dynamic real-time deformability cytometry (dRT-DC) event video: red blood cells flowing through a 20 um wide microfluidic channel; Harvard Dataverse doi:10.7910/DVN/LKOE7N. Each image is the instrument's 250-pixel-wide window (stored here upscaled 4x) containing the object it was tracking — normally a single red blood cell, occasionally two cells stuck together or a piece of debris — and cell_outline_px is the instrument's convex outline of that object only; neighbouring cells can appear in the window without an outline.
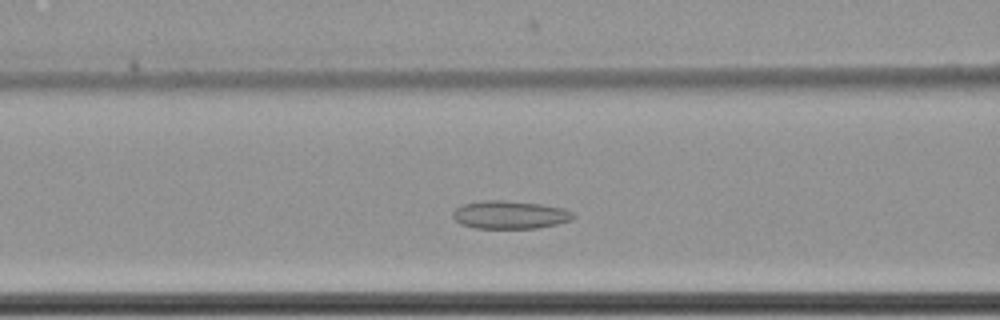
{"species": "common noctule bat (a hibernating species)", "species_latin": "Nyctalus noctula", "temperature_condition": "cold", "stored_images_in_passage": 49, "camera_frame_rate_fps": 3000, "um_per_image_px": 0.085, "animal": {"sex": "female", "body_mass_g": 22.7, "forearm_length_mm": 54.2}, "frame": {"image": 1, "passage_image": 14, "time_ms": 4.333, "image_size_px": [1000, 320], "cell_outline_px": [[576, 216], [572, 220], [556, 224], [536, 228], [476, 228], [460, 224], [452, 216], [452, 212], [456, 208], [464, 204], [484, 200], [504, 200], [540, 204], [564, 208], [572, 212]], "centroid_in_image_um": [43.35, 18.25], "position_along_channel_um": 123.3, "area_um2": 19.65}}
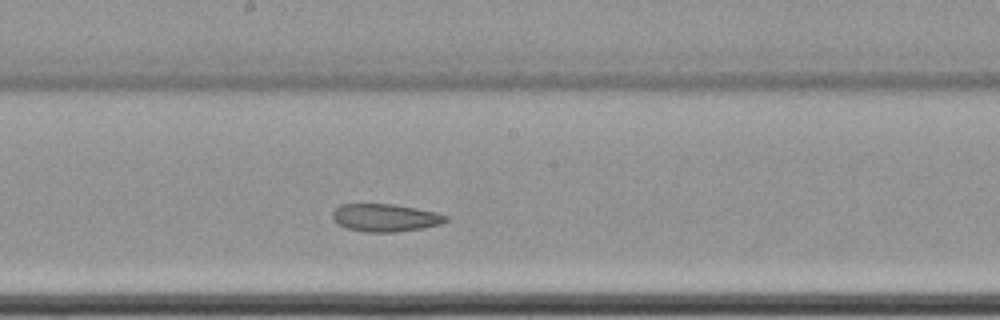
{"frame": {"image": 2, "passage_image": 22, "time_ms": 7.0, "image_size_px": [1000, 320], "cell_outline_px": [[448, 220], [440, 224], [424, 228], [396, 232], [364, 232], [348, 228], [332, 220], [332, 212], [340, 204], [396, 204], [436, 212], [448, 216]], "centroid_in_image_um": [32.75, 18.5], "position_along_channel_um": 215.4, "area_um2": 18.38}}
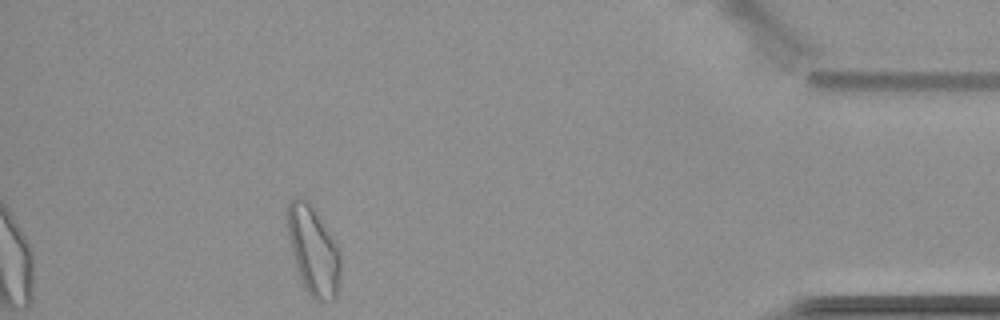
{"frame": {"image": 3, "passage_image": 43, "time_ms": 14.0, "image_size_px": [1000, 320], "cell_outline_px": [[340, 276], [336, 300], [316, 300], [304, 288], [296, 268], [288, 236], [288, 204], [296, 196], [304, 196], [308, 200], [340, 248]], "centroid_in_image_um": [26.65, 21.3], "position_along_channel_um": 408.6, "area_um2": 27.4}, "authors_computed_cell_mechanics": {"area_um2": 20.9814, "velocity_mm_per_s": 3.4623, "shape_relaxation_time_tau1_ms": null, "shape_relaxation_time_tau2_ms": 5.9437, "deformation_change_tau1": null, "deformation_change_tau2": 0.1117}}